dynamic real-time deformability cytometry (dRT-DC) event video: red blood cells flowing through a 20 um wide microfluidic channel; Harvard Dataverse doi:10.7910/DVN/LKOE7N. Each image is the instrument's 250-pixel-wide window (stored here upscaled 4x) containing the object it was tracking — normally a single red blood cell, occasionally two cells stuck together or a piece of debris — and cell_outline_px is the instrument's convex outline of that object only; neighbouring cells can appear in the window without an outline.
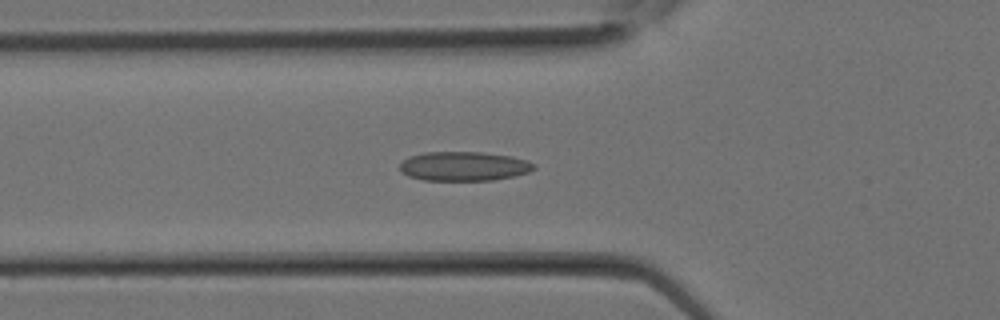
{"species": "Egyptian fruit bat (a non-hibernating species)", "species_latin": "Rousettus aegyptiacus", "temperature_condition": "room temperature", "stored_images_in_passage": 18, "camera_frame_rate_fps": 3000, "um_per_image_px": 0.085, "animal": {"sex": "female"}, "frame": {"image": 1, "passage_image": 9, "time_ms": 2.667, "image_size_px": [1000, 320], "cell_outline_px": [[536, 168], [528, 172], [512, 176], [492, 180], [424, 180], [408, 176], [400, 172], [400, 164], [408, 156], [424, 152], [480, 152], [512, 156], [528, 160], [536, 164]], "centroid_in_image_um": [39.42, 14.12], "position_along_channel_um": 86.4, "area_um2": 22.95}}
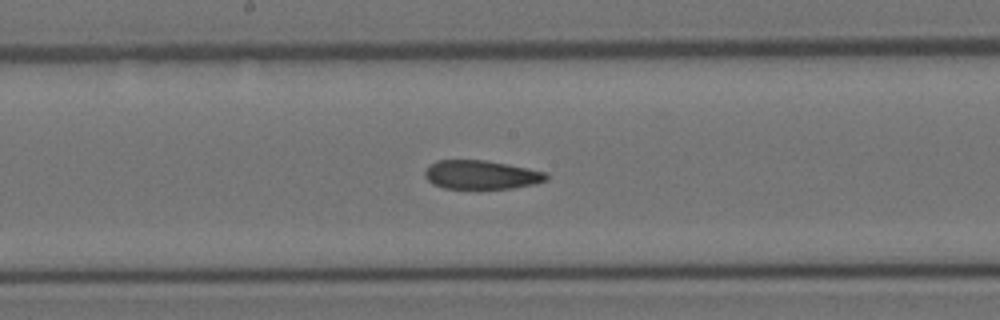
{"frame": {"image": 2, "passage_image": 14, "time_ms": 4.333, "image_size_px": [1000, 320], "cell_outline_px": [[548, 180], [536, 184], [512, 188], [444, 188], [432, 184], [424, 176], [424, 172], [436, 160], [484, 160], [508, 164], [548, 172]], "centroid_in_image_um": [40.94, 14.85], "position_along_channel_um": 207.3, "area_um2": 20.4}}
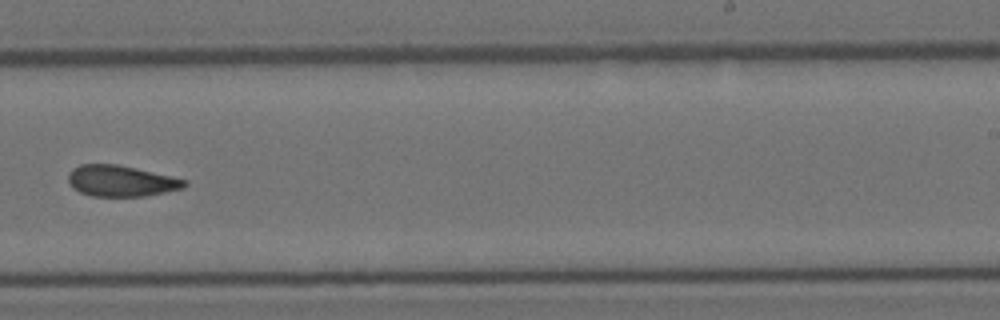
{"frame": {"image": 3, "passage_image": 17, "time_ms": 5.333, "image_size_px": [1000, 320], "cell_outline_px": [[188, 184], [184, 188], [144, 196], [92, 196], [80, 192], [72, 188], [68, 180], [68, 172], [72, 168], [80, 164], [116, 164], [136, 168], [172, 176], [188, 180]], "centroid_in_image_um": [10.28, 15.37], "position_along_channel_um": 278.7, "area_um2": 21.15}}